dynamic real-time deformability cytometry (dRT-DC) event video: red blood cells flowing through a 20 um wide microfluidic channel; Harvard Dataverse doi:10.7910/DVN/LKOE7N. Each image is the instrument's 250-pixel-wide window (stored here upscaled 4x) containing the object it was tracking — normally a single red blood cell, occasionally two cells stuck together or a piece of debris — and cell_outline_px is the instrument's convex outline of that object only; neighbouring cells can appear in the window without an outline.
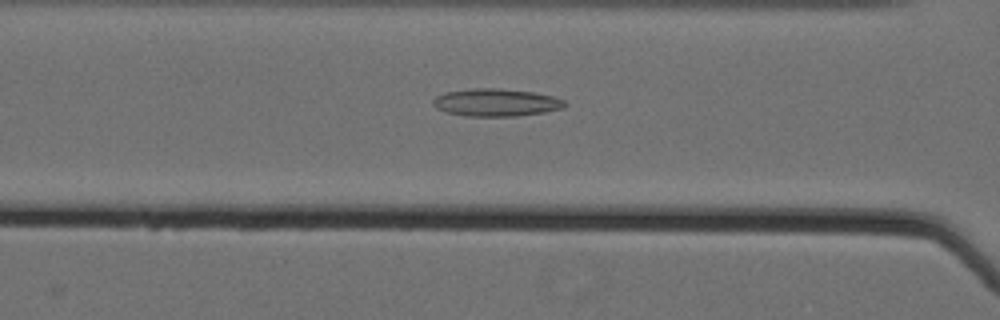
{"species": "Egyptian fruit bat (a non-hibernating species)", "species_latin": "Rousettus aegyptiacus", "temperature_condition": "cold", "stored_images_in_passage": 49, "camera_frame_rate_fps": 3000, "um_per_image_px": 0.085, "animal": {"sex": "female"}, "frame": {"image": 1, "passage_image": 18, "time_ms": 5.667, "image_size_px": [1000, 320], "cell_outline_px": [[568, 104], [564, 108], [544, 112], [516, 116], [468, 116], [444, 112], [436, 108], [432, 104], [432, 100], [436, 96], [444, 92], [468, 88], [500, 88], [532, 92], [552, 96], [564, 100]], "centroid_in_image_um": [42.13, 8.7], "position_along_channel_um": 124.5, "area_um2": 21.39}}
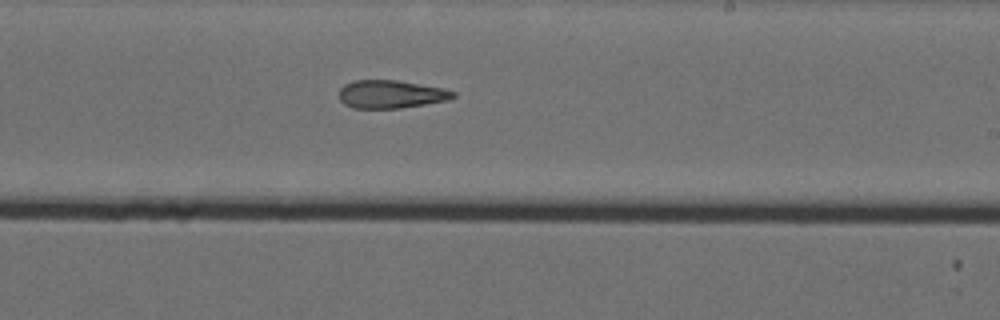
{"frame": {"image": 2, "passage_image": 29, "time_ms": 9.333, "image_size_px": [1000, 320], "cell_outline_px": [[456, 96], [448, 100], [400, 108], [352, 108], [344, 104], [340, 100], [340, 88], [344, 84], [352, 80], [396, 80], [444, 88], [456, 92]], "centroid_in_image_um": [33.22, 8.0], "position_along_channel_um": 255.8, "area_um2": 18.67}}
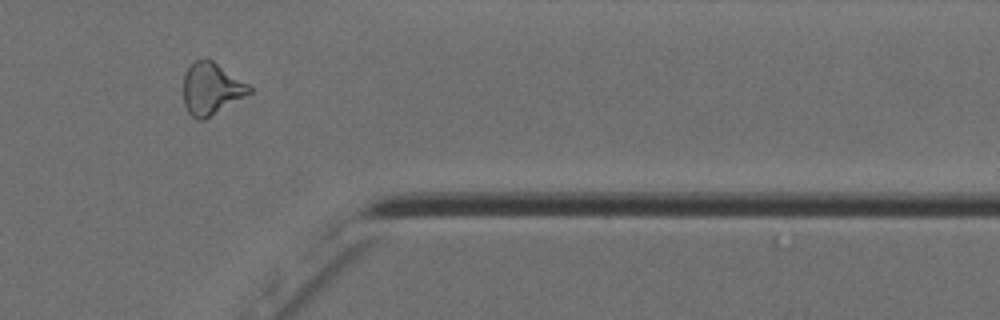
{"frame": {"image": 3, "passage_image": 41, "time_ms": 13.333, "image_size_px": [1000, 320], "cell_outline_px": [[252, 92], [204, 120], [196, 120], [188, 112], [184, 104], [184, 76], [188, 68], [196, 60], [212, 60], [248, 84], [252, 88]], "centroid_in_image_um": [17.95, 7.57], "position_along_channel_um": 393.4, "area_um2": 19.59}, "authors_computed_cell_mechanics": {"area_um2": 20.0566, "velocity_mm_per_s": 3.5768, "shape_relaxation_time_tau1_ms": null, "shape_relaxation_time_tau2_ms": 5.0541, "deformation_change_tau1": null, "deformation_change_tau2": 0.1611}}